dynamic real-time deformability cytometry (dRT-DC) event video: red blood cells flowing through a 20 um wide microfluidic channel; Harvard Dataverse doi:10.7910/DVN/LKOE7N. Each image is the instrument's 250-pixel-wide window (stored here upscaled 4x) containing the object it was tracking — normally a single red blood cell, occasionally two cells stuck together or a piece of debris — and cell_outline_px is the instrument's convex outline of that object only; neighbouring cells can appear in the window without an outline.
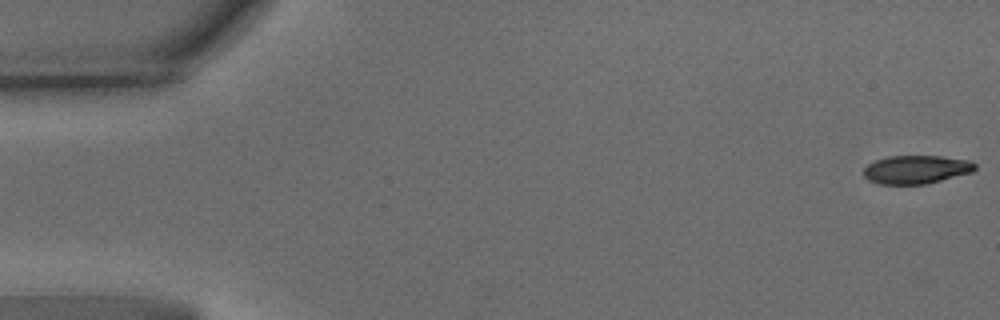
{"species": "common noctule bat (a hibernating species)", "species_latin": "Nyctalus noctula", "temperature_condition": "warm", "stored_images_in_passage": 64, "camera_frame_rate_fps": 3000, "um_per_image_px": 0.085, "animal": {"sex": "male", "body_mass_g": 15.6}, "frame": {"image": 1, "passage_image": 1, "time_ms": 0.0, "image_size_px": [1000, 320], "cell_outline_px": [[976, 168], [972, 172], [924, 184], [880, 184], [868, 180], [864, 176], [864, 168], [868, 164], [876, 160], [888, 156], [940, 156], [968, 160], [976, 164]], "centroid_in_image_um": [77.86, 14.4], "position_along_channel_um": 7.1, "area_um2": 18.26}}
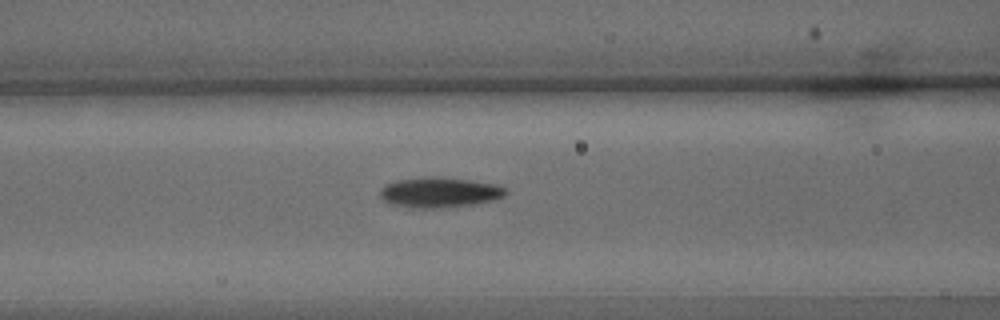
{"frame": {"image": 2, "passage_image": 26, "time_ms": 8.333, "image_size_px": [1000, 320], "cell_outline_px": [[508, 192], [504, 196], [492, 200], [472, 204], [440, 208], [416, 208], [392, 204], [384, 200], [380, 196], [380, 188], [396, 180], [424, 176], [436, 176], [468, 180], [496, 184], [508, 188]], "centroid_in_image_um": [37.37, 16.34], "position_along_channel_um": 129.2, "area_um2": 22.14}}
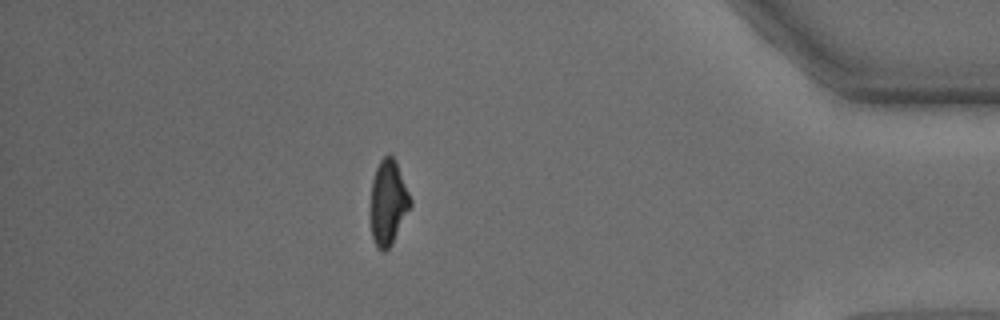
{"frame": {"image": 3, "passage_image": 56, "time_ms": 18.333, "image_size_px": [1000, 320], "cell_outline_px": [[412, 204], [392, 244], [384, 252], [376, 248], [372, 236], [368, 212], [372, 180], [376, 168], [380, 160], [388, 152], [396, 160], [412, 200]], "centroid_in_image_um": [32.96, 17.22], "position_along_channel_um": 402.2, "area_um2": 20.35}, "authors_computed_cell_mechanics": {"area_um2": 20.3456, "velocity_mm_per_s": 3.1669, "shape_relaxation_time_tau1_ms": 4.6665, "shape_relaxation_time_tau2_ms": 3.4248, "deformation_change_tau1": 0.1688, "deformation_change_tau2": 0.1125}}